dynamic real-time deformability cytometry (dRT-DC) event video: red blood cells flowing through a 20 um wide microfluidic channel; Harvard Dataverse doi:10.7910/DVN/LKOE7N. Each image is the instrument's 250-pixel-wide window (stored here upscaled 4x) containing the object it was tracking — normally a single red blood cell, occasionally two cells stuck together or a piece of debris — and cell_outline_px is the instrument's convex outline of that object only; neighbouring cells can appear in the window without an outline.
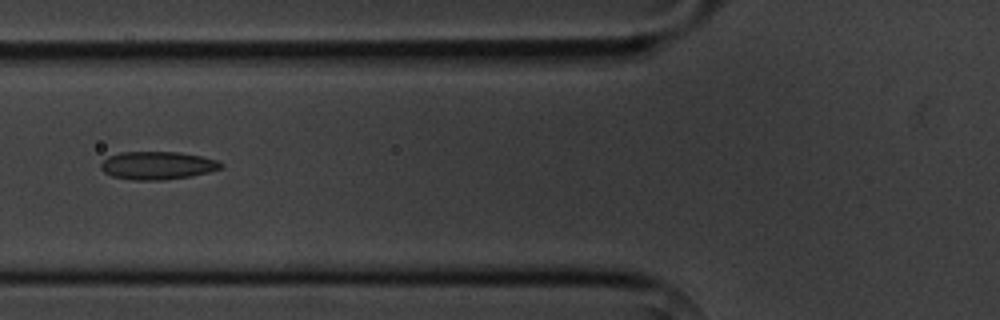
{"species": "common noctule bat (a hibernating species)", "species_latin": "Nyctalus noctula", "temperature_condition": "cold", "stored_images_in_passage": 3, "camera_frame_rate_fps": 3000, "um_per_image_px": 0.085, "animal": {"sex": "male", "body_mass_g": 20.1, "forearm_length_mm": 53.5}, "frame": {"image": 1, "passage_image": 3, "time_ms": 2.333, "image_size_px": [1000, 320], "cell_outline_px": [[224, 164], [220, 168], [208, 172], [192, 176], [164, 180], [132, 180], [112, 176], [104, 172], [100, 168], [100, 164], [108, 156], [120, 152], [180, 152], [200, 156], [216, 160]], "centroid_in_image_um": [13.35, 14.07], "position_along_channel_um": 112.4, "area_um2": 19.59}}